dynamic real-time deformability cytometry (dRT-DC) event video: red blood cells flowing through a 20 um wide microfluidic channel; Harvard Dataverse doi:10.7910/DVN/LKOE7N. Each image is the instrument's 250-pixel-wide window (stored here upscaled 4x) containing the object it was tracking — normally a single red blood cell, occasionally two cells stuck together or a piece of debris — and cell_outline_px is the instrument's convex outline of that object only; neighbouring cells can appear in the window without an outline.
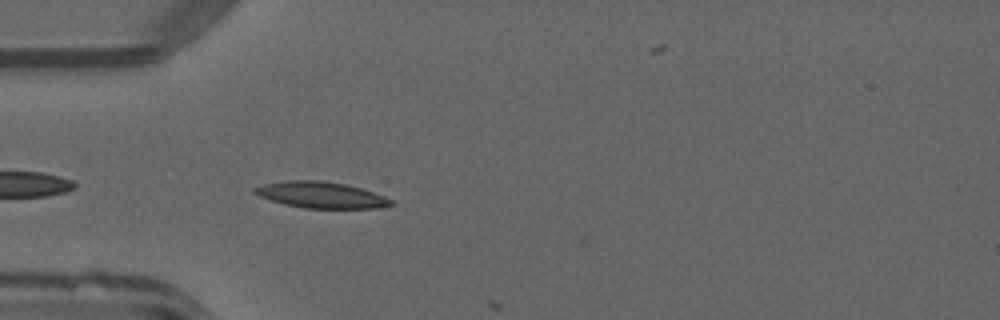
{"species": "common noctule bat (a hibernating species)", "species_latin": "Nyctalus noctula", "temperature_condition": "warm", "stored_images_in_passage": 3, "camera_frame_rate_fps": 3000, "um_per_image_px": 0.085, "animal": {"sex": "male", "forearm_length_mm": 52.5}, "frame": {"image": 1, "passage_image": 2, "time_ms": 0.333, "image_size_px": [1000, 320], "cell_outline_px": [[396, 204], [376, 208], [304, 208], [284, 204], [260, 196], [252, 192], [252, 188], [264, 184], [284, 180], [320, 180], [344, 184], [360, 188], [384, 196], [392, 200]], "centroid_in_image_um": [27.26, 16.56], "position_along_channel_um": 57.7, "area_um2": 20.75}}